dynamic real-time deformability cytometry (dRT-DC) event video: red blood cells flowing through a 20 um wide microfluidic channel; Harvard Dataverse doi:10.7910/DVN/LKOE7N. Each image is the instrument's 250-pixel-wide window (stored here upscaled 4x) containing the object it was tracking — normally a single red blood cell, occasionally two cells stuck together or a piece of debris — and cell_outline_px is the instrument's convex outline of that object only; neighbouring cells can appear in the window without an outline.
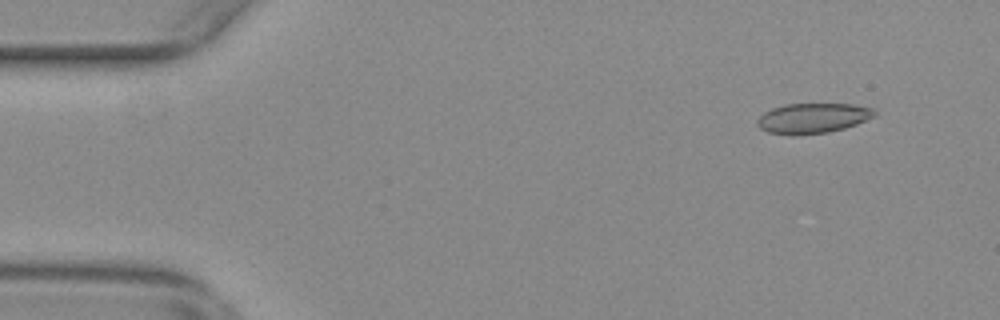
{"species": "common noctule bat (a hibernating species)", "species_latin": "Nyctalus noctula", "temperature_condition": "warm", "stored_images_in_passage": 54, "camera_frame_rate_fps": 3000, "um_per_image_px": 0.085, "animal": {"sex": "female", "body_mass_g": 29.2, "forearm_length_mm": 56.3}, "frame": {"image": 1, "passage_image": 5, "time_ms": 1.333, "image_size_px": [1000, 320], "cell_outline_px": [[876, 116], [856, 124], [844, 128], [828, 132], [796, 136], [792, 136], [768, 132], [760, 128], [756, 124], [756, 120], [764, 112], [772, 108], [784, 104], [852, 104], [872, 108], [876, 112]], "centroid_in_image_um": [69.05, 10.05], "position_along_channel_um": 15.9, "area_um2": 20.75}}
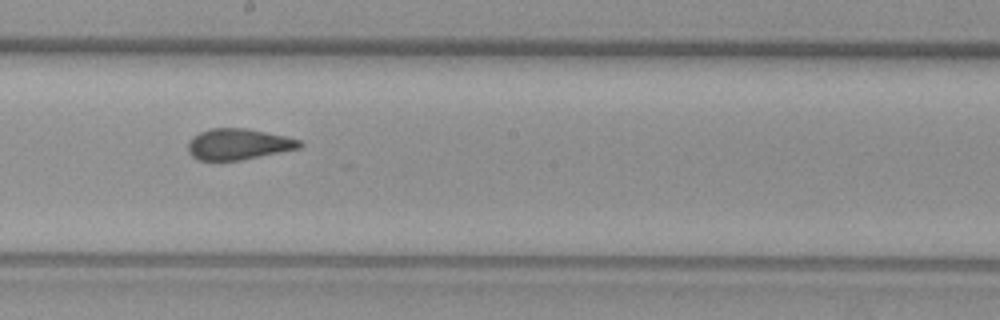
{"frame": {"image": 2, "passage_image": 30, "time_ms": 9.667, "image_size_px": [1000, 320], "cell_outline_px": [[304, 144], [300, 148], [240, 160], [196, 160], [188, 152], [188, 140], [192, 136], [208, 128], [248, 128], [284, 136], [300, 140]], "centroid_in_image_um": [20.22, 12.25], "position_along_channel_um": 228.0, "area_um2": 20.23}}
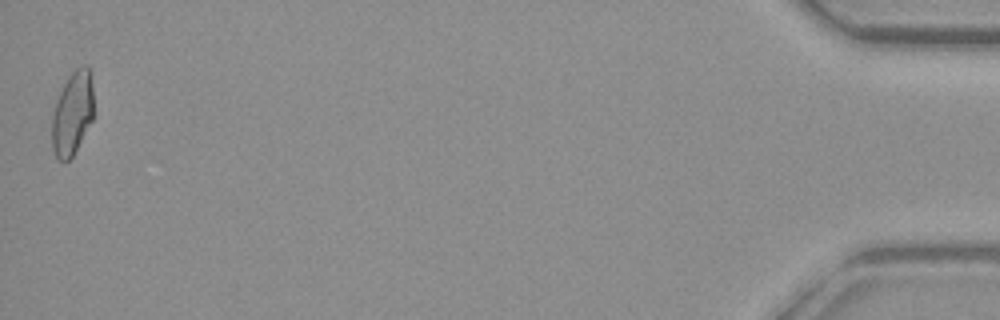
{"frame": {"image": 3, "passage_image": 54, "time_ms": 17.667, "image_size_px": [1000, 320], "cell_outline_px": [[92, 120], [72, 156], [64, 164], [56, 156], [52, 148], [52, 116], [56, 100], [68, 76], [76, 68], [84, 64], [88, 64], [92, 88]], "centroid_in_image_um": [6.13, 9.63], "position_along_channel_um": 429.1, "area_um2": 20.06}, "authors_computed_cell_mechanics": {"area_um2": 20.8658, "velocity_mm_per_s": 3.7979, "shape_relaxation_time_tau1_ms": null, "shape_relaxation_time_tau2_ms": 0.9382, "deformation_change_tau1": null, "deformation_change_tau2": 0.0688}}